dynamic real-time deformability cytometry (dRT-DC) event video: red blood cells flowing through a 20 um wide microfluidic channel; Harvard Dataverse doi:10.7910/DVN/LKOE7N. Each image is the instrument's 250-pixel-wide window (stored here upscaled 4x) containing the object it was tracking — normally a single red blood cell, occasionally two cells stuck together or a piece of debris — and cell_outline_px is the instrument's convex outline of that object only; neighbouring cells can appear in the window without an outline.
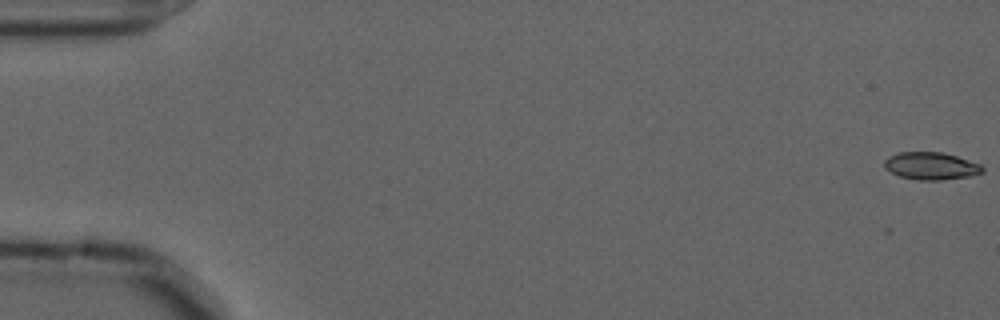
{"species": "common noctule bat (a hibernating species)", "species_latin": "Nyctalus noctula", "temperature_condition": "cold", "stored_images_in_passage": 2, "camera_frame_rate_fps": 3000, "um_per_image_px": 0.085, "animal": {"sex": "male", "forearm_length_mm": 52.5}, "frame": {"image": 1, "passage_image": 2, "time_ms": 0.333, "image_size_px": [1000, 320], "cell_outline_px": [[984, 172], [972, 176], [940, 180], [920, 180], [900, 176], [884, 168], [884, 160], [888, 156], [900, 152], [940, 152], [956, 156], [980, 164], [984, 168]], "centroid_in_image_um": [79.14, 14.11], "position_along_channel_um": 5.9, "area_um2": 15.66}}